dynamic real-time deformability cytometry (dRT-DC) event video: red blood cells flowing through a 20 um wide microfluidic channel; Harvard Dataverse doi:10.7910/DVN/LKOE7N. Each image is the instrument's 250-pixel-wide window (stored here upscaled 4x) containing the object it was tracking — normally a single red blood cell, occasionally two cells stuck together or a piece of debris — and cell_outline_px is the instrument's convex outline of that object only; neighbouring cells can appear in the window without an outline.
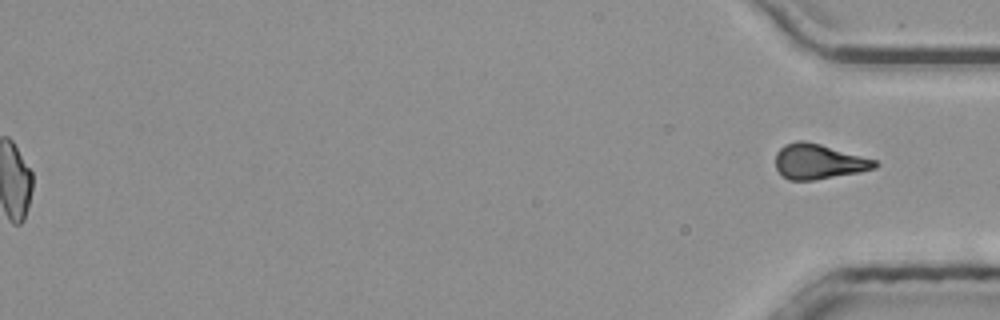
{"species": "common noctule bat (a hibernating species)", "species_latin": "Nyctalus noctula", "temperature_condition": "room temperature", "stored_images_in_passage": 56, "segment_of_instrument_passage": [2, 2], "camera_frame_rate_fps": 3000, "um_per_image_px": 0.085, "animal": {"sex": "male", "body_mass_g": 20.4}, "frame": {"image": 1, "passage_image": 56, "time_ms": 18.333, "image_size_px": [1000, 320], "cell_outline_px": [[880, 164], [876, 168], [860, 172], [816, 180], [788, 180], [776, 168], [776, 152], [784, 144], [796, 140], [804, 140], [820, 144], [876, 160]], "centroid_in_image_um": [69.58, 13.73], "position_along_channel_um": 365.6, "area_um2": 20.35}}